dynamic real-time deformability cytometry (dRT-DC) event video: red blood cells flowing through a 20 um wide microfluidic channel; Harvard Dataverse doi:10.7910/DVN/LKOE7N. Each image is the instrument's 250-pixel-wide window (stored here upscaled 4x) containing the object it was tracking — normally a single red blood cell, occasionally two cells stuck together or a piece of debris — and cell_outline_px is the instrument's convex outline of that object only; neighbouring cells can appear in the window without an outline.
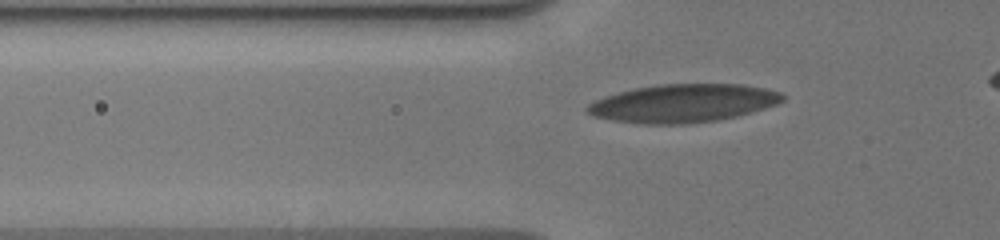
{"species": "human", "species_latin": "Homo sapiens", "temperature_condition": "cold", "stored_images_in_passage": 42, "camera_frame_rate_fps": 3000, "um_per_image_px": 0.085, "donor": {"sex": "male"}, "frame": {"image": 1, "passage_image": 12, "time_ms": 3.667, "image_size_px": [1000, 240], "cell_outline_px": [[784, 100], [776, 104], [752, 112], [736, 116], [716, 120], [684, 124], [644, 124], [612, 120], [592, 116], [584, 108], [588, 104], [604, 96], [632, 88], [656, 84], [744, 84], [764, 88], [780, 92], [784, 96]], "centroid_in_image_um": [58.03, 8.77], "position_along_channel_um": 67.8, "area_um2": 43.52}}
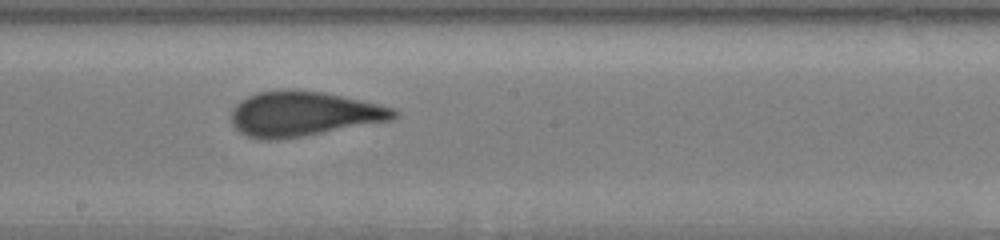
{"frame": {"image": 2, "passage_image": 24, "time_ms": 7.667, "image_size_px": [1000, 240], "cell_outline_px": [[400, 112], [392, 120], [304, 136], [280, 140], [260, 140], [248, 136], [240, 132], [232, 124], [232, 108], [240, 100], [256, 92], [288, 88], [324, 92], [360, 100], [392, 108]], "centroid_in_image_um": [25.75, 9.67], "position_along_channel_um": 222.4, "area_um2": 42.66}}
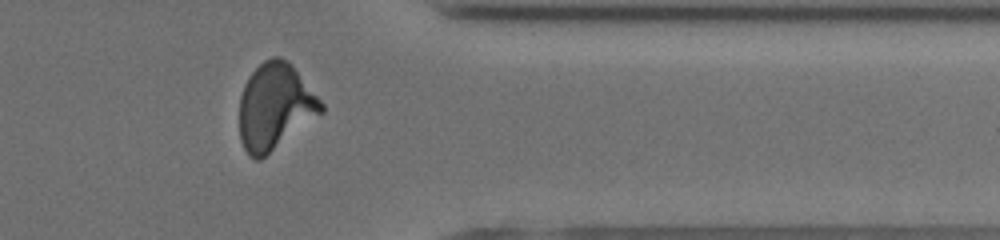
{"frame": {"image": 3, "passage_image": 37, "time_ms": 12.0, "image_size_px": [1000, 240], "cell_outline_px": [[324, 112], [260, 160], [256, 160], [248, 156], [240, 140], [240, 96], [244, 84], [248, 76], [264, 60], [272, 56], [280, 56], [288, 60], [292, 64], [324, 104]], "centroid_in_image_um": [23.38, 9.05], "position_along_channel_um": 388.0, "area_um2": 41.27}}